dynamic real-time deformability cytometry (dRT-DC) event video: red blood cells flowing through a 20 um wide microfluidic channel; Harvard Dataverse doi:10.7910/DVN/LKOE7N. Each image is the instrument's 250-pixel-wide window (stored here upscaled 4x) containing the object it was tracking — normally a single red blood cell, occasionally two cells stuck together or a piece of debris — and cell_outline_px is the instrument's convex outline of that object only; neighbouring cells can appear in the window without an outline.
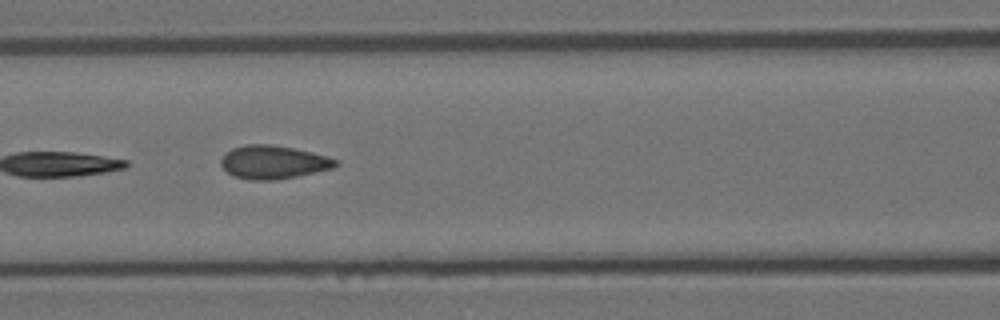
{"species": "Egyptian fruit bat (a non-hibernating species)", "species_latin": "Rousettus aegyptiacus", "temperature_condition": "room temperature", "stored_images_in_passage": 28, "camera_frame_rate_fps": 3000, "um_per_image_px": 0.085, "animal": {"sex": "female"}, "frame": {"image": 1, "passage_image": 11, "time_ms": 3.333, "image_size_px": [1000, 320], "cell_outline_px": [[340, 164], [332, 168], [296, 176], [276, 180], [252, 180], [232, 176], [220, 164], [220, 160], [224, 152], [232, 148], [248, 144], [272, 144], [312, 152], [328, 156], [340, 160]], "centroid_in_image_um": [23.23, 13.78], "position_along_channel_um": 143.4, "area_um2": 22.43}}